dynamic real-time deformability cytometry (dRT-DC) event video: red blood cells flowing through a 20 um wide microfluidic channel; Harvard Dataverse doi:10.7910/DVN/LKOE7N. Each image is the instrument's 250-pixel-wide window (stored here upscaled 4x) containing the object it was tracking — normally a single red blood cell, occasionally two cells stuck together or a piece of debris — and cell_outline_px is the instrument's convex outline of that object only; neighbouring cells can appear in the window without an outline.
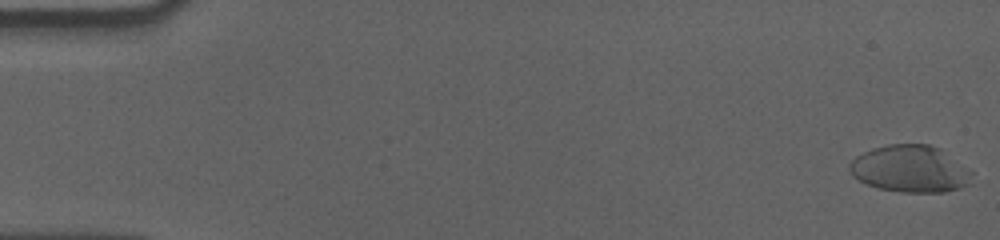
{"species": "human", "species_latin": "Homo sapiens", "temperature_condition": "cold", "stored_images_in_passage": 58, "camera_frame_rate_fps": 3000, "um_per_image_px": 0.085, "donor": {"sex": "male"}, "frame": {"image": 1, "passage_image": 1, "time_ms": 0.0, "image_size_px": [1000, 240], "cell_outline_px": [[972, 184], [960, 188], [944, 192], [900, 192], [876, 188], [852, 176], [848, 168], [848, 164], [856, 156], [872, 148], [888, 144], [928, 144], [940, 148], [972, 172]], "centroid_in_image_um": [77.36, 14.36], "position_along_channel_um": 7.6, "area_um2": 33.64}}
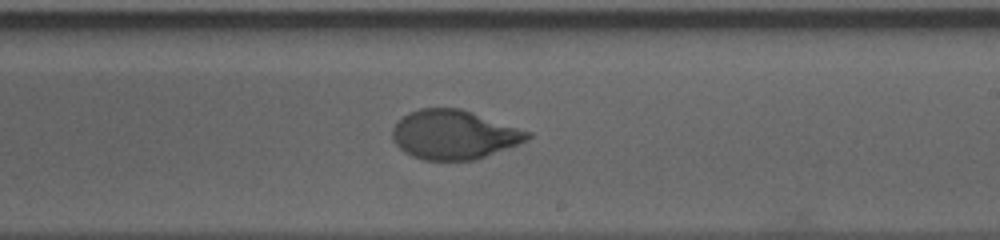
{"frame": {"image": 2, "passage_image": 35, "time_ms": 11.333, "image_size_px": [1000, 240], "cell_outline_px": [[532, 136], [528, 140], [476, 160], [424, 160], [412, 156], [404, 152], [392, 140], [392, 128], [408, 112], [420, 108], [460, 108], [532, 132]], "centroid_in_image_um": [38.59, 11.45], "position_along_channel_um": 250.4, "area_um2": 38.67}}
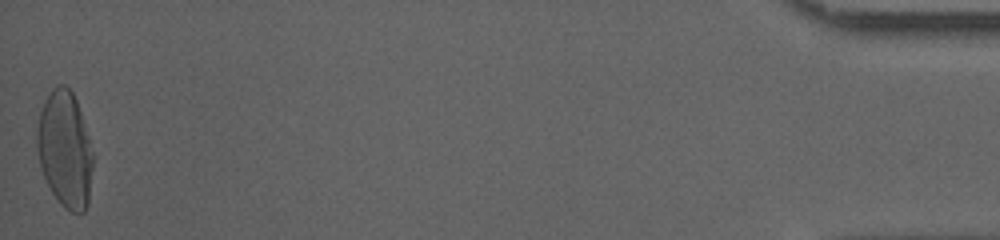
{"frame": {"image": 3, "passage_image": 58, "time_ms": 19.0, "image_size_px": [1000, 240], "cell_outline_px": [[92, 168], [88, 204], [84, 212], [72, 212], [64, 208], [60, 204], [52, 192], [44, 176], [40, 164], [36, 148], [36, 132], [40, 112], [44, 100], [52, 88], [56, 84], [64, 84], [72, 92], [76, 100], [88, 136], [92, 152]], "centroid_in_image_um": [5.5, 12.69], "position_along_channel_um": 429.7, "area_um2": 37.74}, "authors_computed_cell_mechanics": {"area_um2": 37.5411, "velocity_mm_per_s": 3.5516, "shape_relaxation_time_tau1_ms": 4.8589, "shape_relaxation_time_tau2_ms": null, "deformation_change_tau1": 0.2046, "deformation_change_tau2": null}}